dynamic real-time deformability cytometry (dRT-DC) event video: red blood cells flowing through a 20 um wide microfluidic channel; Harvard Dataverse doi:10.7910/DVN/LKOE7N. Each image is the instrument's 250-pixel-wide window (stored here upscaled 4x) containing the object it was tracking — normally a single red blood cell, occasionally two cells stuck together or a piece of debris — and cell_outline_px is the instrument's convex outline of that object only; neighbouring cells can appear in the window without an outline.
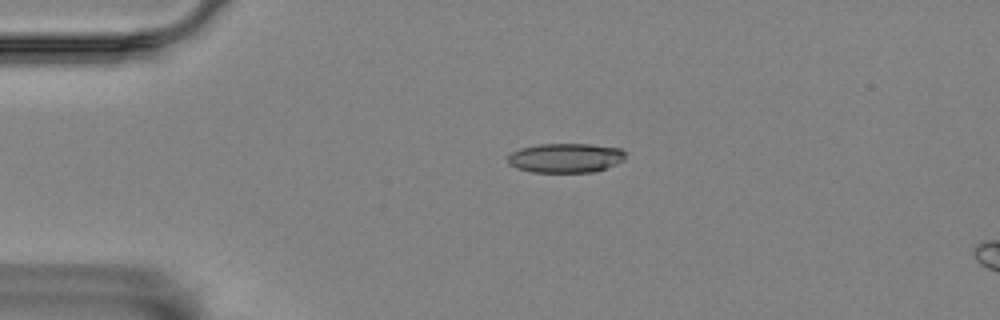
{"species": "Egyptian fruit bat (a non-hibernating species)", "species_latin": "Rousettus aegyptiacus", "temperature_condition": "room temperature", "stored_images_in_passage": 4, "camera_frame_rate_fps": 3000, "um_per_image_px": 0.085, "animal": {"sex": "female"}, "frame": {"image": 1, "passage_image": 2, "time_ms": 0.333, "image_size_px": [1000, 320], "cell_outline_px": [[624, 160], [616, 164], [592, 172], [532, 172], [516, 168], [508, 164], [508, 156], [512, 152], [520, 148], [540, 144], [592, 144], [620, 148], [624, 152]], "centroid_in_image_um": [48.05, 13.42], "position_along_channel_um": 36.9, "area_um2": 20.11}}